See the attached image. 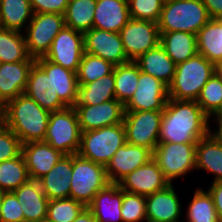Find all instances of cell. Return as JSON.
<instances>
[{
  "instance_id": "5b68a950",
  "label": "cell",
  "mask_w": 222,
  "mask_h": 222,
  "mask_svg": "<svg viewBox=\"0 0 222 222\" xmlns=\"http://www.w3.org/2000/svg\"><path fill=\"white\" fill-rule=\"evenodd\" d=\"M126 143L123 123L81 132L78 155L104 167L115 152Z\"/></svg>"
},
{
  "instance_id": "d6a6232c",
  "label": "cell",
  "mask_w": 222,
  "mask_h": 222,
  "mask_svg": "<svg viewBox=\"0 0 222 222\" xmlns=\"http://www.w3.org/2000/svg\"><path fill=\"white\" fill-rule=\"evenodd\" d=\"M97 0H68L64 14L65 26L81 33L93 28Z\"/></svg>"
},
{
  "instance_id": "ab89813d",
  "label": "cell",
  "mask_w": 222,
  "mask_h": 222,
  "mask_svg": "<svg viewBox=\"0 0 222 222\" xmlns=\"http://www.w3.org/2000/svg\"><path fill=\"white\" fill-rule=\"evenodd\" d=\"M196 102L208 117L213 116L222 105V80L215 73L203 86Z\"/></svg>"
},
{
  "instance_id": "5bb4252c",
  "label": "cell",
  "mask_w": 222,
  "mask_h": 222,
  "mask_svg": "<svg viewBox=\"0 0 222 222\" xmlns=\"http://www.w3.org/2000/svg\"><path fill=\"white\" fill-rule=\"evenodd\" d=\"M81 132L123 123L125 106L117 99L98 105H74Z\"/></svg>"
},
{
  "instance_id": "277c9868",
  "label": "cell",
  "mask_w": 222,
  "mask_h": 222,
  "mask_svg": "<svg viewBox=\"0 0 222 222\" xmlns=\"http://www.w3.org/2000/svg\"><path fill=\"white\" fill-rule=\"evenodd\" d=\"M211 19L201 0H165L158 21L159 32L198 31Z\"/></svg>"
},
{
  "instance_id": "836d02e7",
  "label": "cell",
  "mask_w": 222,
  "mask_h": 222,
  "mask_svg": "<svg viewBox=\"0 0 222 222\" xmlns=\"http://www.w3.org/2000/svg\"><path fill=\"white\" fill-rule=\"evenodd\" d=\"M139 74V66L134 61L114 67L115 98L124 106L136 91Z\"/></svg>"
},
{
  "instance_id": "ba28073f",
  "label": "cell",
  "mask_w": 222,
  "mask_h": 222,
  "mask_svg": "<svg viewBox=\"0 0 222 222\" xmlns=\"http://www.w3.org/2000/svg\"><path fill=\"white\" fill-rule=\"evenodd\" d=\"M81 130L73 107L50 112L44 141L64 155L77 154L80 148Z\"/></svg>"
},
{
  "instance_id": "7bdbcfd3",
  "label": "cell",
  "mask_w": 222,
  "mask_h": 222,
  "mask_svg": "<svg viewBox=\"0 0 222 222\" xmlns=\"http://www.w3.org/2000/svg\"><path fill=\"white\" fill-rule=\"evenodd\" d=\"M21 146L19 137L0 122V162L17 157Z\"/></svg>"
},
{
  "instance_id": "8992f818",
  "label": "cell",
  "mask_w": 222,
  "mask_h": 222,
  "mask_svg": "<svg viewBox=\"0 0 222 222\" xmlns=\"http://www.w3.org/2000/svg\"><path fill=\"white\" fill-rule=\"evenodd\" d=\"M109 183L106 167L84 159L78 154L72 155L69 198L79 201L87 207L95 195Z\"/></svg>"
},
{
  "instance_id": "cb8c5ba5",
  "label": "cell",
  "mask_w": 222,
  "mask_h": 222,
  "mask_svg": "<svg viewBox=\"0 0 222 222\" xmlns=\"http://www.w3.org/2000/svg\"><path fill=\"white\" fill-rule=\"evenodd\" d=\"M130 19L127 0H97L93 28L119 33Z\"/></svg>"
},
{
  "instance_id": "f546056e",
  "label": "cell",
  "mask_w": 222,
  "mask_h": 222,
  "mask_svg": "<svg viewBox=\"0 0 222 222\" xmlns=\"http://www.w3.org/2000/svg\"><path fill=\"white\" fill-rule=\"evenodd\" d=\"M196 37L199 54L214 64L222 60V19H210Z\"/></svg>"
},
{
  "instance_id": "30bf717a",
  "label": "cell",
  "mask_w": 222,
  "mask_h": 222,
  "mask_svg": "<svg viewBox=\"0 0 222 222\" xmlns=\"http://www.w3.org/2000/svg\"><path fill=\"white\" fill-rule=\"evenodd\" d=\"M64 26L63 14L33 13L32 19L24 31L29 55L34 59L44 57L54 38Z\"/></svg>"
},
{
  "instance_id": "9a60e30c",
  "label": "cell",
  "mask_w": 222,
  "mask_h": 222,
  "mask_svg": "<svg viewBox=\"0 0 222 222\" xmlns=\"http://www.w3.org/2000/svg\"><path fill=\"white\" fill-rule=\"evenodd\" d=\"M168 99V86L159 79L140 71L136 91L125 105V111L164 110Z\"/></svg>"
},
{
  "instance_id": "d590c367",
  "label": "cell",
  "mask_w": 222,
  "mask_h": 222,
  "mask_svg": "<svg viewBox=\"0 0 222 222\" xmlns=\"http://www.w3.org/2000/svg\"><path fill=\"white\" fill-rule=\"evenodd\" d=\"M53 84L54 92L67 107L77 103L79 84L76 72L53 63Z\"/></svg>"
},
{
  "instance_id": "8fae6325",
  "label": "cell",
  "mask_w": 222,
  "mask_h": 222,
  "mask_svg": "<svg viewBox=\"0 0 222 222\" xmlns=\"http://www.w3.org/2000/svg\"><path fill=\"white\" fill-rule=\"evenodd\" d=\"M162 115L163 110L125 111L126 143L148 148L152 152L159 143Z\"/></svg>"
},
{
  "instance_id": "f6af8a7d",
  "label": "cell",
  "mask_w": 222,
  "mask_h": 222,
  "mask_svg": "<svg viewBox=\"0 0 222 222\" xmlns=\"http://www.w3.org/2000/svg\"><path fill=\"white\" fill-rule=\"evenodd\" d=\"M33 13L65 14L68 0H29Z\"/></svg>"
},
{
  "instance_id": "7c38bea8",
  "label": "cell",
  "mask_w": 222,
  "mask_h": 222,
  "mask_svg": "<svg viewBox=\"0 0 222 222\" xmlns=\"http://www.w3.org/2000/svg\"><path fill=\"white\" fill-rule=\"evenodd\" d=\"M127 58L136 60L140 55L160 44L158 23L130 19L119 32Z\"/></svg>"
},
{
  "instance_id": "1f68e13d",
  "label": "cell",
  "mask_w": 222,
  "mask_h": 222,
  "mask_svg": "<svg viewBox=\"0 0 222 222\" xmlns=\"http://www.w3.org/2000/svg\"><path fill=\"white\" fill-rule=\"evenodd\" d=\"M0 60L2 63L35 60L29 55L24 32L0 27Z\"/></svg>"
},
{
  "instance_id": "4dcf8cb0",
  "label": "cell",
  "mask_w": 222,
  "mask_h": 222,
  "mask_svg": "<svg viewBox=\"0 0 222 222\" xmlns=\"http://www.w3.org/2000/svg\"><path fill=\"white\" fill-rule=\"evenodd\" d=\"M114 70L94 82L79 85L78 100L75 105H98L115 98Z\"/></svg>"
},
{
  "instance_id": "c3c4849f",
  "label": "cell",
  "mask_w": 222,
  "mask_h": 222,
  "mask_svg": "<svg viewBox=\"0 0 222 222\" xmlns=\"http://www.w3.org/2000/svg\"><path fill=\"white\" fill-rule=\"evenodd\" d=\"M211 19H222V0H201Z\"/></svg>"
},
{
  "instance_id": "f5cc1de1",
  "label": "cell",
  "mask_w": 222,
  "mask_h": 222,
  "mask_svg": "<svg viewBox=\"0 0 222 222\" xmlns=\"http://www.w3.org/2000/svg\"><path fill=\"white\" fill-rule=\"evenodd\" d=\"M4 193H5V191L0 189V208H1V205H2V200H3Z\"/></svg>"
},
{
  "instance_id": "f35d334b",
  "label": "cell",
  "mask_w": 222,
  "mask_h": 222,
  "mask_svg": "<svg viewBox=\"0 0 222 222\" xmlns=\"http://www.w3.org/2000/svg\"><path fill=\"white\" fill-rule=\"evenodd\" d=\"M85 208L72 198L52 199L48 202L47 218L52 222H73Z\"/></svg>"
},
{
  "instance_id": "2e32d148",
  "label": "cell",
  "mask_w": 222,
  "mask_h": 222,
  "mask_svg": "<svg viewBox=\"0 0 222 222\" xmlns=\"http://www.w3.org/2000/svg\"><path fill=\"white\" fill-rule=\"evenodd\" d=\"M84 52L103 58L115 66L130 62L118 32L95 28L85 32Z\"/></svg>"
},
{
  "instance_id": "9c48e42d",
  "label": "cell",
  "mask_w": 222,
  "mask_h": 222,
  "mask_svg": "<svg viewBox=\"0 0 222 222\" xmlns=\"http://www.w3.org/2000/svg\"><path fill=\"white\" fill-rule=\"evenodd\" d=\"M24 94L49 112L67 108L54 92L53 62L44 57L35 59L29 72Z\"/></svg>"
},
{
  "instance_id": "7dc6e473",
  "label": "cell",
  "mask_w": 222,
  "mask_h": 222,
  "mask_svg": "<svg viewBox=\"0 0 222 222\" xmlns=\"http://www.w3.org/2000/svg\"><path fill=\"white\" fill-rule=\"evenodd\" d=\"M212 120V121H211ZM213 122L216 128L212 129ZM208 136H210L217 144L222 146V118H209L208 120Z\"/></svg>"
},
{
  "instance_id": "3957f363",
  "label": "cell",
  "mask_w": 222,
  "mask_h": 222,
  "mask_svg": "<svg viewBox=\"0 0 222 222\" xmlns=\"http://www.w3.org/2000/svg\"><path fill=\"white\" fill-rule=\"evenodd\" d=\"M214 74V63L197 53L176 65L172 82L168 86L170 99L196 101L206 82Z\"/></svg>"
},
{
  "instance_id": "60d3db41",
  "label": "cell",
  "mask_w": 222,
  "mask_h": 222,
  "mask_svg": "<svg viewBox=\"0 0 222 222\" xmlns=\"http://www.w3.org/2000/svg\"><path fill=\"white\" fill-rule=\"evenodd\" d=\"M121 216L123 222H147L146 198L123 190Z\"/></svg>"
},
{
  "instance_id": "816d5d0a",
  "label": "cell",
  "mask_w": 222,
  "mask_h": 222,
  "mask_svg": "<svg viewBox=\"0 0 222 222\" xmlns=\"http://www.w3.org/2000/svg\"><path fill=\"white\" fill-rule=\"evenodd\" d=\"M209 118H222V105L217 110V112L213 116H211Z\"/></svg>"
},
{
  "instance_id": "db71d44e",
  "label": "cell",
  "mask_w": 222,
  "mask_h": 222,
  "mask_svg": "<svg viewBox=\"0 0 222 222\" xmlns=\"http://www.w3.org/2000/svg\"><path fill=\"white\" fill-rule=\"evenodd\" d=\"M37 222H52V221H50L48 218H45V219L39 220Z\"/></svg>"
},
{
  "instance_id": "4fadbf2b",
  "label": "cell",
  "mask_w": 222,
  "mask_h": 222,
  "mask_svg": "<svg viewBox=\"0 0 222 222\" xmlns=\"http://www.w3.org/2000/svg\"><path fill=\"white\" fill-rule=\"evenodd\" d=\"M83 53L84 34L64 26L54 38L44 58L77 73Z\"/></svg>"
},
{
  "instance_id": "ee69618b",
  "label": "cell",
  "mask_w": 222,
  "mask_h": 222,
  "mask_svg": "<svg viewBox=\"0 0 222 222\" xmlns=\"http://www.w3.org/2000/svg\"><path fill=\"white\" fill-rule=\"evenodd\" d=\"M0 222H24V214L20 202L12 192H5L0 208Z\"/></svg>"
},
{
  "instance_id": "484cf974",
  "label": "cell",
  "mask_w": 222,
  "mask_h": 222,
  "mask_svg": "<svg viewBox=\"0 0 222 222\" xmlns=\"http://www.w3.org/2000/svg\"><path fill=\"white\" fill-rule=\"evenodd\" d=\"M134 62L139 66L141 72L159 79L167 86L173 80L176 64L160 44L140 55Z\"/></svg>"
},
{
  "instance_id": "44dd1931",
  "label": "cell",
  "mask_w": 222,
  "mask_h": 222,
  "mask_svg": "<svg viewBox=\"0 0 222 222\" xmlns=\"http://www.w3.org/2000/svg\"><path fill=\"white\" fill-rule=\"evenodd\" d=\"M35 60L2 63L0 66V106L24 94Z\"/></svg>"
},
{
  "instance_id": "4316f807",
  "label": "cell",
  "mask_w": 222,
  "mask_h": 222,
  "mask_svg": "<svg viewBox=\"0 0 222 222\" xmlns=\"http://www.w3.org/2000/svg\"><path fill=\"white\" fill-rule=\"evenodd\" d=\"M160 45L176 65L198 53L197 37L190 32H160Z\"/></svg>"
},
{
  "instance_id": "7402d4cb",
  "label": "cell",
  "mask_w": 222,
  "mask_h": 222,
  "mask_svg": "<svg viewBox=\"0 0 222 222\" xmlns=\"http://www.w3.org/2000/svg\"><path fill=\"white\" fill-rule=\"evenodd\" d=\"M122 201L123 190L119 184L109 183L95 195L87 208L93 213L97 222H123Z\"/></svg>"
},
{
  "instance_id": "7a4b0ae2",
  "label": "cell",
  "mask_w": 222,
  "mask_h": 222,
  "mask_svg": "<svg viewBox=\"0 0 222 222\" xmlns=\"http://www.w3.org/2000/svg\"><path fill=\"white\" fill-rule=\"evenodd\" d=\"M50 112L25 94L8 101L2 107L1 122L11 129L21 144L44 141Z\"/></svg>"
},
{
  "instance_id": "ac0fdd59",
  "label": "cell",
  "mask_w": 222,
  "mask_h": 222,
  "mask_svg": "<svg viewBox=\"0 0 222 222\" xmlns=\"http://www.w3.org/2000/svg\"><path fill=\"white\" fill-rule=\"evenodd\" d=\"M179 197L174 184L146 196L147 222H182L183 201Z\"/></svg>"
},
{
  "instance_id": "52a82bcc",
  "label": "cell",
  "mask_w": 222,
  "mask_h": 222,
  "mask_svg": "<svg viewBox=\"0 0 222 222\" xmlns=\"http://www.w3.org/2000/svg\"><path fill=\"white\" fill-rule=\"evenodd\" d=\"M197 143H158L152 151L157 163L171 184L195 170Z\"/></svg>"
},
{
  "instance_id": "681fc988",
  "label": "cell",
  "mask_w": 222,
  "mask_h": 222,
  "mask_svg": "<svg viewBox=\"0 0 222 222\" xmlns=\"http://www.w3.org/2000/svg\"><path fill=\"white\" fill-rule=\"evenodd\" d=\"M73 222H97L93 213L86 207Z\"/></svg>"
},
{
  "instance_id": "f907efd6",
  "label": "cell",
  "mask_w": 222,
  "mask_h": 222,
  "mask_svg": "<svg viewBox=\"0 0 222 222\" xmlns=\"http://www.w3.org/2000/svg\"><path fill=\"white\" fill-rule=\"evenodd\" d=\"M214 73L216 74V76L222 80V60L217 61L214 64Z\"/></svg>"
},
{
  "instance_id": "11a10c76",
  "label": "cell",
  "mask_w": 222,
  "mask_h": 222,
  "mask_svg": "<svg viewBox=\"0 0 222 222\" xmlns=\"http://www.w3.org/2000/svg\"><path fill=\"white\" fill-rule=\"evenodd\" d=\"M1 119H2V107L0 106V122H1Z\"/></svg>"
},
{
  "instance_id": "e575fe53",
  "label": "cell",
  "mask_w": 222,
  "mask_h": 222,
  "mask_svg": "<svg viewBox=\"0 0 222 222\" xmlns=\"http://www.w3.org/2000/svg\"><path fill=\"white\" fill-rule=\"evenodd\" d=\"M186 207V222H219L212 196L201 187H197Z\"/></svg>"
},
{
  "instance_id": "d4e9b609",
  "label": "cell",
  "mask_w": 222,
  "mask_h": 222,
  "mask_svg": "<svg viewBox=\"0 0 222 222\" xmlns=\"http://www.w3.org/2000/svg\"><path fill=\"white\" fill-rule=\"evenodd\" d=\"M72 178V155H64L49 173L38 181L45 196L49 199L69 198Z\"/></svg>"
},
{
  "instance_id": "bcb514c9",
  "label": "cell",
  "mask_w": 222,
  "mask_h": 222,
  "mask_svg": "<svg viewBox=\"0 0 222 222\" xmlns=\"http://www.w3.org/2000/svg\"><path fill=\"white\" fill-rule=\"evenodd\" d=\"M210 184L207 191L213 198L219 222H222V181L212 182Z\"/></svg>"
},
{
  "instance_id": "f1b7e54d",
  "label": "cell",
  "mask_w": 222,
  "mask_h": 222,
  "mask_svg": "<svg viewBox=\"0 0 222 222\" xmlns=\"http://www.w3.org/2000/svg\"><path fill=\"white\" fill-rule=\"evenodd\" d=\"M33 10L29 0H0V27L24 32Z\"/></svg>"
},
{
  "instance_id": "8d00e7d4",
  "label": "cell",
  "mask_w": 222,
  "mask_h": 222,
  "mask_svg": "<svg viewBox=\"0 0 222 222\" xmlns=\"http://www.w3.org/2000/svg\"><path fill=\"white\" fill-rule=\"evenodd\" d=\"M30 180L28 169L20 153L17 157L0 162V189L9 192Z\"/></svg>"
},
{
  "instance_id": "ffe728a7",
  "label": "cell",
  "mask_w": 222,
  "mask_h": 222,
  "mask_svg": "<svg viewBox=\"0 0 222 222\" xmlns=\"http://www.w3.org/2000/svg\"><path fill=\"white\" fill-rule=\"evenodd\" d=\"M21 154L25 160L31 180H39L50 172L64 154L45 141H32L22 144Z\"/></svg>"
},
{
  "instance_id": "6da1fadb",
  "label": "cell",
  "mask_w": 222,
  "mask_h": 222,
  "mask_svg": "<svg viewBox=\"0 0 222 222\" xmlns=\"http://www.w3.org/2000/svg\"><path fill=\"white\" fill-rule=\"evenodd\" d=\"M209 117L196 101L168 99L159 129V143H197L208 135Z\"/></svg>"
},
{
  "instance_id": "b9f144b4",
  "label": "cell",
  "mask_w": 222,
  "mask_h": 222,
  "mask_svg": "<svg viewBox=\"0 0 222 222\" xmlns=\"http://www.w3.org/2000/svg\"><path fill=\"white\" fill-rule=\"evenodd\" d=\"M130 17L158 23L165 0H127Z\"/></svg>"
},
{
  "instance_id": "d6986e66",
  "label": "cell",
  "mask_w": 222,
  "mask_h": 222,
  "mask_svg": "<svg viewBox=\"0 0 222 222\" xmlns=\"http://www.w3.org/2000/svg\"><path fill=\"white\" fill-rule=\"evenodd\" d=\"M152 159V152L145 147L125 143L113 155L106 166L110 183L118 184L129 173Z\"/></svg>"
},
{
  "instance_id": "74e56055",
  "label": "cell",
  "mask_w": 222,
  "mask_h": 222,
  "mask_svg": "<svg viewBox=\"0 0 222 222\" xmlns=\"http://www.w3.org/2000/svg\"><path fill=\"white\" fill-rule=\"evenodd\" d=\"M115 65L96 55L83 53L78 71L79 85L94 82L113 72Z\"/></svg>"
},
{
  "instance_id": "e0dca14e",
  "label": "cell",
  "mask_w": 222,
  "mask_h": 222,
  "mask_svg": "<svg viewBox=\"0 0 222 222\" xmlns=\"http://www.w3.org/2000/svg\"><path fill=\"white\" fill-rule=\"evenodd\" d=\"M118 184L124 191L146 197L164 190L171 183L157 163L150 159L146 164L129 173Z\"/></svg>"
},
{
  "instance_id": "83f0119b",
  "label": "cell",
  "mask_w": 222,
  "mask_h": 222,
  "mask_svg": "<svg viewBox=\"0 0 222 222\" xmlns=\"http://www.w3.org/2000/svg\"><path fill=\"white\" fill-rule=\"evenodd\" d=\"M195 170L211 173L212 182L222 181V146L208 135L197 142Z\"/></svg>"
},
{
  "instance_id": "603a6c76",
  "label": "cell",
  "mask_w": 222,
  "mask_h": 222,
  "mask_svg": "<svg viewBox=\"0 0 222 222\" xmlns=\"http://www.w3.org/2000/svg\"><path fill=\"white\" fill-rule=\"evenodd\" d=\"M12 192L20 202L24 222H37L47 218L49 199L42 191L39 181L30 179Z\"/></svg>"
}]
</instances>
